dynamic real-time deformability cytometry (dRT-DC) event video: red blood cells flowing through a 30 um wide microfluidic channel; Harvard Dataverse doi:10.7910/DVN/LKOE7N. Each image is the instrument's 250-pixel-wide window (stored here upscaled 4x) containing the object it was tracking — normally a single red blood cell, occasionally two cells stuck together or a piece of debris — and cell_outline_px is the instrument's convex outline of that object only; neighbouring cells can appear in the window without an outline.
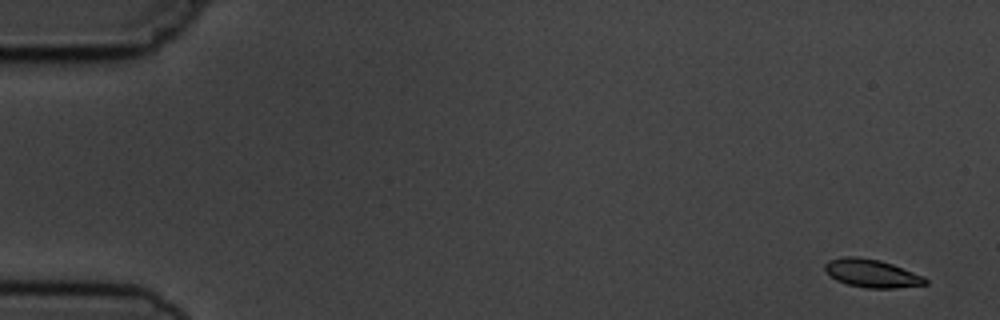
{"species": "common noctule bat (a hibernating species)", "species_latin": "Nyctalus noctula", "temperature_condition": "cold", "stored_images_in_passage": 5, "camera_frame_rate_fps": 3000, "um_per_image_px": 0.085, "animal": {"sex": "male", "body_mass_g": 19.5, "forearm_length_mm": 54.6}, "frame": {"image": 1, "passage_image": 1, "time_ms": 0.0, "image_size_px": [1000, 320], "cell_outline_px": [[928, 284], [896, 288], [868, 288], [848, 284], [836, 280], [824, 268], [824, 264], [828, 260], [844, 256], [856, 256], [880, 260], [892, 264], [924, 276], [928, 280]], "centroid_in_image_um": [74.12, 23.22], "position_along_channel_um": 10.9, "area_um2": 16.42}}
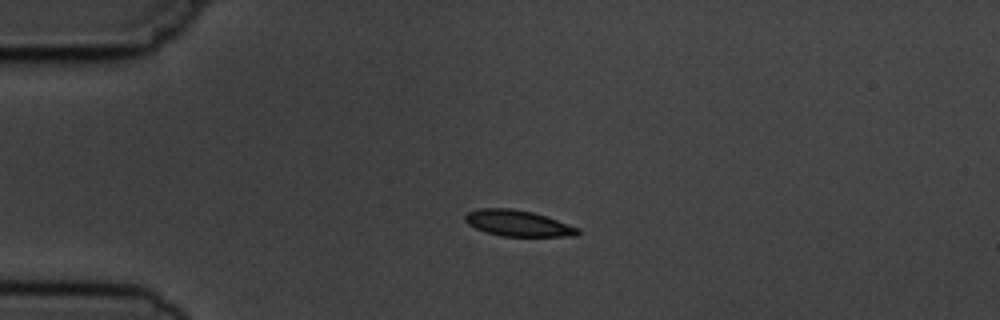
{"frame": {"image": 2, "passage_image": 4, "time_ms": 3.667, "image_size_px": [1000, 320], "cell_outline_px": [[580, 232], [576, 236], [504, 236], [488, 232], [476, 228], [468, 224], [464, 220], [464, 216], [468, 212], [480, 208], [512, 208], [532, 212], [580, 228]], "centroid_in_image_um": [44.02, 18.97], "position_along_channel_um": 41.0, "area_um2": 16.88}}